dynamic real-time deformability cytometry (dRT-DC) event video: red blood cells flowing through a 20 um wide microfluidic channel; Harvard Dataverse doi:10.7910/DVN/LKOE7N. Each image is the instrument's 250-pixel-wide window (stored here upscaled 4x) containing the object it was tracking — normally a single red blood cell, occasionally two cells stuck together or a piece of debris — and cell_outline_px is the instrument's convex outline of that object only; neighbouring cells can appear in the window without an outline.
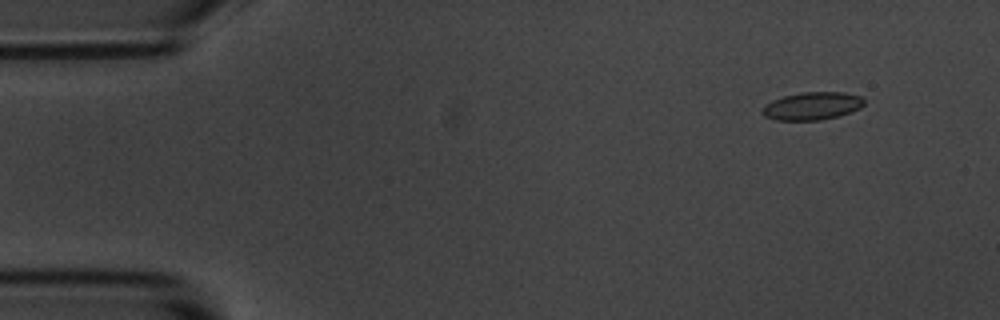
{"species": "common noctule bat (a hibernating species)", "species_latin": "Nyctalus noctula", "temperature_condition": "room temperature", "stored_images_in_passage": 5, "camera_frame_rate_fps": 3000, "um_per_image_px": 0.085, "animal": {"sex": "male", "body_mass_g": 20.1, "forearm_length_mm": 53.5}, "frame": {"image": 1, "passage_image": 2, "time_ms": 0.333, "image_size_px": [1000, 320], "cell_outline_px": [[864, 104], [860, 108], [836, 116], [820, 120], [776, 120], [764, 116], [760, 112], [764, 104], [772, 100], [784, 96], [800, 92], [844, 92], [860, 96], [864, 100]], "centroid_in_image_um": [68.98, 9.0], "position_along_channel_um": 16.0, "area_um2": 16.47}}